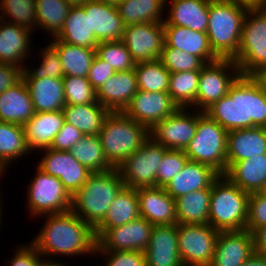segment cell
<instances>
[{"mask_svg":"<svg viewBox=\"0 0 266 266\" xmlns=\"http://www.w3.org/2000/svg\"><path fill=\"white\" fill-rule=\"evenodd\" d=\"M204 113L228 132L266 128V93L255 76L240 75L227 95L214 102Z\"/></svg>","mask_w":266,"mask_h":266,"instance_id":"1","label":"cell"},{"mask_svg":"<svg viewBox=\"0 0 266 266\" xmlns=\"http://www.w3.org/2000/svg\"><path fill=\"white\" fill-rule=\"evenodd\" d=\"M44 227L31 244L41 255H81L95 252L94 229L71 210L48 214Z\"/></svg>","mask_w":266,"mask_h":266,"instance_id":"2","label":"cell"},{"mask_svg":"<svg viewBox=\"0 0 266 266\" xmlns=\"http://www.w3.org/2000/svg\"><path fill=\"white\" fill-rule=\"evenodd\" d=\"M124 186L117 168L91 173L82 187L71 196L70 210L94 229L104 219Z\"/></svg>","mask_w":266,"mask_h":266,"instance_id":"3","label":"cell"},{"mask_svg":"<svg viewBox=\"0 0 266 266\" xmlns=\"http://www.w3.org/2000/svg\"><path fill=\"white\" fill-rule=\"evenodd\" d=\"M250 6L238 1L209 3L207 36L220 59H233L239 50L244 18Z\"/></svg>","mask_w":266,"mask_h":266,"instance_id":"4","label":"cell"},{"mask_svg":"<svg viewBox=\"0 0 266 266\" xmlns=\"http://www.w3.org/2000/svg\"><path fill=\"white\" fill-rule=\"evenodd\" d=\"M249 195L220 175L211 186L208 224L218 231L246 230Z\"/></svg>","mask_w":266,"mask_h":266,"instance_id":"5","label":"cell"},{"mask_svg":"<svg viewBox=\"0 0 266 266\" xmlns=\"http://www.w3.org/2000/svg\"><path fill=\"white\" fill-rule=\"evenodd\" d=\"M98 135L107 162L118 168L149 138V130L123 112H110Z\"/></svg>","mask_w":266,"mask_h":266,"instance_id":"6","label":"cell"},{"mask_svg":"<svg viewBox=\"0 0 266 266\" xmlns=\"http://www.w3.org/2000/svg\"><path fill=\"white\" fill-rule=\"evenodd\" d=\"M233 60L241 75L255 76L266 70V6L248 8L239 50Z\"/></svg>","mask_w":266,"mask_h":266,"instance_id":"7","label":"cell"},{"mask_svg":"<svg viewBox=\"0 0 266 266\" xmlns=\"http://www.w3.org/2000/svg\"><path fill=\"white\" fill-rule=\"evenodd\" d=\"M228 131L203 111H198L195 136L184 150L191 161L212 167L220 175L227 171Z\"/></svg>","mask_w":266,"mask_h":266,"instance_id":"8","label":"cell"},{"mask_svg":"<svg viewBox=\"0 0 266 266\" xmlns=\"http://www.w3.org/2000/svg\"><path fill=\"white\" fill-rule=\"evenodd\" d=\"M217 229L209 224H177L178 251L184 266H210Z\"/></svg>","mask_w":266,"mask_h":266,"instance_id":"9","label":"cell"},{"mask_svg":"<svg viewBox=\"0 0 266 266\" xmlns=\"http://www.w3.org/2000/svg\"><path fill=\"white\" fill-rule=\"evenodd\" d=\"M168 149L150 137L117 168L127 187H156V173Z\"/></svg>","mask_w":266,"mask_h":266,"instance_id":"10","label":"cell"},{"mask_svg":"<svg viewBox=\"0 0 266 266\" xmlns=\"http://www.w3.org/2000/svg\"><path fill=\"white\" fill-rule=\"evenodd\" d=\"M37 174L30 183L27 194L29 210L33 215L64 213L71 208V195L62 182L37 167Z\"/></svg>","mask_w":266,"mask_h":266,"instance_id":"11","label":"cell"},{"mask_svg":"<svg viewBox=\"0 0 266 266\" xmlns=\"http://www.w3.org/2000/svg\"><path fill=\"white\" fill-rule=\"evenodd\" d=\"M230 68L234 70L233 73L227 72ZM240 75V69L233 59H219L206 64L200 70L198 91L193 105L198 106L200 111L204 112L214 102L227 95L230 87Z\"/></svg>","mask_w":266,"mask_h":266,"instance_id":"12","label":"cell"},{"mask_svg":"<svg viewBox=\"0 0 266 266\" xmlns=\"http://www.w3.org/2000/svg\"><path fill=\"white\" fill-rule=\"evenodd\" d=\"M153 224L143 217L125 225L94 230L96 238L95 251H142L148 247Z\"/></svg>","mask_w":266,"mask_h":266,"instance_id":"13","label":"cell"},{"mask_svg":"<svg viewBox=\"0 0 266 266\" xmlns=\"http://www.w3.org/2000/svg\"><path fill=\"white\" fill-rule=\"evenodd\" d=\"M185 108L159 121L149 130V137L167 149L185 150L195 136L198 113L189 115Z\"/></svg>","mask_w":266,"mask_h":266,"instance_id":"14","label":"cell"},{"mask_svg":"<svg viewBox=\"0 0 266 266\" xmlns=\"http://www.w3.org/2000/svg\"><path fill=\"white\" fill-rule=\"evenodd\" d=\"M164 24L140 23L124 27L122 42L136 63L160 58L164 40Z\"/></svg>","mask_w":266,"mask_h":266,"instance_id":"15","label":"cell"},{"mask_svg":"<svg viewBox=\"0 0 266 266\" xmlns=\"http://www.w3.org/2000/svg\"><path fill=\"white\" fill-rule=\"evenodd\" d=\"M178 108L168 92L138 90L123 113L150 130Z\"/></svg>","mask_w":266,"mask_h":266,"instance_id":"16","label":"cell"},{"mask_svg":"<svg viewBox=\"0 0 266 266\" xmlns=\"http://www.w3.org/2000/svg\"><path fill=\"white\" fill-rule=\"evenodd\" d=\"M46 153L38 168L44 173L57 177L72 196L87 181L92 172L80 164L70 151H58L51 148L42 149Z\"/></svg>","mask_w":266,"mask_h":266,"instance_id":"17","label":"cell"},{"mask_svg":"<svg viewBox=\"0 0 266 266\" xmlns=\"http://www.w3.org/2000/svg\"><path fill=\"white\" fill-rule=\"evenodd\" d=\"M254 252L250 231H220L210 266H242Z\"/></svg>","mask_w":266,"mask_h":266,"instance_id":"18","label":"cell"},{"mask_svg":"<svg viewBox=\"0 0 266 266\" xmlns=\"http://www.w3.org/2000/svg\"><path fill=\"white\" fill-rule=\"evenodd\" d=\"M140 217L153 225L177 224L175 200L163 187H141L136 189Z\"/></svg>","mask_w":266,"mask_h":266,"instance_id":"19","label":"cell"},{"mask_svg":"<svg viewBox=\"0 0 266 266\" xmlns=\"http://www.w3.org/2000/svg\"><path fill=\"white\" fill-rule=\"evenodd\" d=\"M144 254L147 266H184L178 251L177 224L154 225Z\"/></svg>","mask_w":266,"mask_h":266,"instance_id":"20","label":"cell"},{"mask_svg":"<svg viewBox=\"0 0 266 266\" xmlns=\"http://www.w3.org/2000/svg\"><path fill=\"white\" fill-rule=\"evenodd\" d=\"M82 7L89 14L90 31L98 42L122 40L125 26L115 5L85 0Z\"/></svg>","mask_w":266,"mask_h":266,"instance_id":"21","label":"cell"},{"mask_svg":"<svg viewBox=\"0 0 266 266\" xmlns=\"http://www.w3.org/2000/svg\"><path fill=\"white\" fill-rule=\"evenodd\" d=\"M137 91V76L133 69L115 72L96 90V96L110 112H123Z\"/></svg>","mask_w":266,"mask_h":266,"instance_id":"22","label":"cell"},{"mask_svg":"<svg viewBox=\"0 0 266 266\" xmlns=\"http://www.w3.org/2000/svg\"><path fill=\"white\" fill-rule=\"evenodd\" d=\"M164 38L163 47L177 48L200 57L207 64L220 59L211 49L207 33L194 31L187 27L164 24Z\"/></svg>","mask_w":266,"mask_h":266,"instance_id":"23","label":"cell"},{"mask_svg":"<svg viewBox=\"0 0 266 266\" xmlns=\"http://www.w3.org/2000/svg\"><path fill=\"white\" fill-rule=\"evenodd\" d=\"M220 176L212 167L188 160L165 187L166 192L174 199L200 189H211L214 181Z\"/></svg>","mask_w":266,"mask_h":266,"instance_id":"24","label":"cell"},{"mask_svg":"<svg viewBox=\"0 0 266 266\" xmlns=\"http://www.w3.org/2000/svg\"><path fill=\"white\" fill-rule=\"evenodd\" d=\"M266 155V128L252 127L228 132L227 169L237 161Z\"/></svg>","mask_w":266,"mask_h":266,"instance_id":"25","label":"cell"},{"mask_svg":"<svg viewBox=\"0 0 266 266\" xmlns=\"http://www.w3.org/2000/svg\"><path fill=\"white\" fill-rule=\"evenodd\" d=\"M4 17L5 15L3 17L0 15L2 22H0V63L15 65L24 69L20 64L22 61H26V56L29 57L28 54H30L31 30L9 23L3 19Z\"/></svg>","mask_w":266,"mask_h":266,"instance_id":"26","label":"cell"},{"mask_svg":"<svg viewBox=\"0 0 266 266\" xmlns=\"http://www.w3.org/2000/svg\"><path fill=\"white\" fill-rule=\"evenodd\" d=\"M35 115V109L23 78L0 93V122L23 126Z\"/></svg>","mask_w":266,"mask_h":266,"instance_id":"27","label":"cell"},{"mask_svg":"<svg viewBox=\"0 0 266 266\" xmlns=\"http://www.w3.org/2000/svg\"><path fill=\"white\" fill-rule=\"evenodd\" d=\"M64 122L63 110L35 112V115L23 125L30 150L50 148Z\"/></svg>","mask_w":266,"mask_h":266,"instance_id":"28","label":"cell"},{"mask_svg":"<svg viewBox=\"0 0 266 266\" xmlns=\"http://www.w3.org/2000/svg\"><path fill=\"white\" fill-rule=\"evenodd\" d=\"M170 14L163 24L187 27L194 31L207 32L209 22L208 0H172Z\"/></svg>","mask_w":266,"mask_h":266,"instance_id":"29","label":"cell"},{"mask_svg":"<svg viewBox=\"0 0 266 266\" xmlns=\"http://www.w3.org/2000/svg\"><path fill=\"white\" fill-rule=\"evenodd\" d=\"M224 175L248 194L262 192L266 186V155L237 161Z\"/></svg>","mask_w":266,"mask_h":266,"instance_id":"30","label":"cell"},{"mask_svg":"<svg viewBox=\"0 0 266 266\" xmlns=\"http://www.w3.org/2000/svg\"><path fill=\"white\" fill-rule=\"evenodd\" d=\"M23 80L28 88L35 112L63 110L65 96L62 79L44 77Z\"/></svg>","mask_w":266,"mask_h":266,"instance_id":"31","label":"cell"},{"mask_svg":"<svg viewBox=\"0 0 266 266\" xmlns=\"http://www.w3.org/2000/svg\"><path fill=\"white\" fill-rule=\"evenodd\" d=\"M55 38L90 49H96L99 44L93 31H90L89 14H86L82 6H71L62 30Z\"/></svg>","mask_w":266,"mask_h":266,"instance_id":"32","label":"cell"},{"mask_svg":"<svg viewBox=\"0 0 266 266\" xmlns=\"http://www.w3.org/2000/svg\"><path fill=\"white\" fill-rule=\"evenodd\" d=\"M65 122L80 130L83 135H98L110 113L99 102L93 104H65Z\"/></svg>","mask_w":266,"mask_h":266,"instance_id":"33","label":"cell"},{"mask_svg":"<svg viewBox=\"0 0 266 266\" xmlns=\"http://www.w3.org/2000/svg\"><path fill=\"white\" fill-rule=\"evenodd\" d=\"M140 216L136 189L124 186L111 203L104 219L94 230H108L125 225Z\"/></svg>","mask_w":266,"mask_h":266,"instance_id":"34","label":"cell"},{"mask_svg":"<svg viewBox=\"0 0 266 266\" xmlns=\"http://www.w3.org/2000/svg\"><path fill=\"white\" fill-rule=\"evenodd\" d=\"M49 45L58 53L63 67L64 76L86 77L92 61L96 56V49L72 45L59 41L55 37Z\"/></svg>","mask_w":266,"mask_h":266,"instance_id":"35","label":"cell"},{"mask_svg":"<svg viewBox=\"0 0 266 266\" xmlns=\"http://www.w3.org/2000/svg\"><path fill=\"white\" fill-rule=\"evenodd\" d=\"M210 196L211 189H200L177 198V224H208Z\"/></svg>","mask_w":266,"mask_h":266,"instance_id":"36","label":"cell"},{"mask_svg":"<svg viewBox=\"0 0 266 266\" xmlns=\"http://www.w3.org/2000/svg\"><path fill=\"white\" fill-rule=\"evenodd\" d=\"M167 0H123L116 7L124 26L164 22L161 18Z\"/></svg>","mask_w":266,"mask_h":266,"instance_id":"37","label":"cell"},{"mask_svg":"<svg viewBox=\"0 0 266 266\" xmlns=\"http://www.w3.org/2000/svg\"><path fill=\"white\" fill-rule=\"evenodd\" d=\"M29 152L23 126L0 122V176L10 161Z\"/></svg>","mask_w":266,"mask_h":266,"instance_id":"38","label":"cell"},{"mask_svg":"<svg viewBox=\"0 0 266 266\" xmlns=\"http://www.w3.org/2000/svg\"><path fill=\"white\" fill-rule=\"evenodd\" d=\"M72 156L90 172H105L113 167L107 162L99 135H84L70 150Z\"/></svg>","mask_w":266,"mask_h":266,"instance_id":"39","label":"cell"},{"mask_svg":"<svg viewBox=\"0 0 266 266\" xmlns=\"http://www.w3.org/2000/svg\"><path fill=\"white\" fill-rule=\"evenodd\" d=\"M37 26L56 37L62 30L71 6L64 0H35Z\"/></svg>","mask_w":266,"mask_h":266,"instance_id":"40","label":"cell"},{"mask_svg":"<svg viewBox=\"0 0 266 266\" xmlns=\"http://www.w3.org/2000/svg\"><path fill=\"white\" fill-rule=\"evenodd\" d=\"M200 71L170 73L168 93L179 108L193 105L198 91Z\"/></svg>","mask_w":266,"mask_h":266,"instance_id":"41","label":"cell"},{"mask_svg":"<svg viewBox=\"0 0 266 266\" xmlns=\"http://www.w3.org/2000/svg\"><path fill=\"white\" fill-rule=\"evenodd\" d=\"M138 90L168 92L170 72L159 59L139 62L135 65Z\"/></svg>","mask_w":266,"mask_h":266,"instance_id":"42","label":"cell"},{"mask_svg":"<svg viewBox=\"0 0 266 266\" xmlns=\"http://www.w3.org/2000/svg\"><path fill=\"white\" fill-rule=\"evenodd\" d=\"M96 55L107 62L115 72L135 69L136 62L121 40L99 42Z\"/></svg>","mask_w":266,"mask_h":266,"instance_id":"43","label":"cell"},{"mask_svg":"<svg viewBox=\"0 0 266 266\" xmlns=\"http://www.w3.org/2000/svg\"><path fill=\"white\" fill-rule=\"evenodd\" d=\"M2 15L6 14L7 20L12 24L23 26L33 31L37 25L35 0H1ZM33 26V27H32Z\"/></svg>","mask_w":266,"mask_h":266,"instance_id":"44","label":"cell"},{"mask_svg":"<svg viewBox=\"0 0 266 266\" xmlns=\"http://www.w3.org/2000/svg\"><path fill=\"white\" fill-rule=\"evenodd\" d=\"M159 60L170 73L200 71L206 65L200 57L171 47H163Z\"/></svg>","mask_w":266,"mask_h":266,"instance_id":"45","label":"cell"},{"mask_svg":"<svg viewBox=\"0 0 266 266\" xmlns=\"http://www.w3.org/2000/svg\"><path fill=\"white\" fill-rule=\"evenodd\" d=\"M65 104H93L98 103L96 90L86 77L64 76Z\"/></svg>","mask_w":266,"mask_h":266,"instance_id":"46","label":"cell"},{"mask_svg":"<svg viewBox=\"0 0 266 266\" xmlns=\"http://www.w3.org/2000/svg\"><path fill=\"white\" fill-rule=\"evenodd\" d=\"M41 50L42 51L40 53L42 54L41 57H43V61L41 62L39 68L36 70H30L24 67L22 78L41 79L48 77L54 79H63L64 72L58 53L50 45Z\"/></svg>","mask_w":266,"mask_h":266,"instance_id":"47","label":"cell"},{"mask_svg":"<svg viewBox=\"0 0 266 266\" xmlns=\"http://www.w3.org/2000/svg\"><path fill=\"white\" fill-rule=\"evenodd\" d=\"M188 160L184 150L168 149L161 159L156 173V187L165 188Z\"/></svg>","mask_w":266,"mask_h":266,"instance_id":"48","label":"cell"},{"mask_svg":"<svg viewBox=\"0 0 266 266\" xmlns=\"http://www.w3.org/2000/svg\"><path fill=\"white\" fill-rule=\"evenodd\" d=\"M266 226V196L251 193L248 199V217L246 230L253 233L257 228Z\"/></svg>","mask_w":266,"mask_h":266,"instance_id":"49","label":"cell"},{"mask_svg":"<svg viewBox=\"0 0 266 266\" xmlns=\"http://www.w3.org/2000/svg\"><path fill=\"white\" fill-rule=\"evenodd\" d=\"M108 256L106 266H147L142 251H95Z\"/></svg>","mask_w":266,"mask_h":266,"instance_id":"50","label":"cell"},{"mask_svg":"<svg viewBox=\"0 0 266 266\" xmlns=\"http://www.w3.org/2000/svg\"><path fill=\"white\" fill-rule=\"evenodd\" d=\"M83 136L80 130L64 122L63 127L54 137L50 148L58 151H70Z\"/></svg>","mask_w":266,"mask_h":266,"instance_id":"51","label":"cell"},{"mask_svg":"<svg viewBox=\"0 0 266 266\" xmlns=\"http://www.w3.org/2000/svg\"><path fill=\"white\" fill-rule=\"evenodd\" d=\"M114 74L115 70L96 55L90 66L87 79L92 87L97 90Z\"/></svg>","mask_w":266,"mask_h":266,"instance_id":"52","label":"cell"},{"mask_svg":"<svg viewBox=\"0 0 266 266\" xmlns=\"http://www.w3.org/2000/svg\"><path fill=\"white\" fill-rule=\"evenodd\" d=\"M19 248L12 260L9 261L11 263L9 266H39L40 261L44 260L39 258L42 255L32 244Z\"/></svg>","mask_w":266,"mask_h":266,"instance_id":"53","label":"cell"},{"mask_svg":"<svg viewBox=\"0 0 266 266\" xmlns=\"http://www.w3.org/2000/svg\"><path fill=\"white\" fill-rule=\"evenodd\" d=\"M23 69L11 64L0 63V93L22 79Z\"/></svg>","mask_w":266,"mask_h":266,"instance_id":"54","label":"cell"},{"mask_svg":"<svg viewBox=\"0 0 266 266\" xmlns=\"http://www.w3.org/2000/svg\"><path fill=\"white\" fill-rule=\"evenodd\" d=\"M254 250L266 254V226L257 228L253 233Z\"/></svg>","mask_w":266,"mask_h":266,"instance_id":"55","label":"cell"},{"mask_svg":"<svg viewBox=\"0 0 266 266\" xmlns=\"http://www.w3.org/2000/svg\"><path fill=\"white\" fill-rule=\"evenodd\" d=\"M242 266H266V254L255 251Z\"/></svg>","mask_w":266,"mask_h":266,"instance_id":"56","label":"cell"},{"mask_svg":"<svg viewBox=\"0 0 266 266\" xmlns=\"http://www.w3.org/2000/svg\"><path fill=\"white\" fill-rule=\"evenodd\" d=\"M249 6H266V0H235Z\"/></svg>","mask_w":266,"mask_h":266,"instance_id":"57","label":"cell"},{"mask_svg":"<svg viewBox=\"0 0 266 266\" xmlns=\"http://www.w3.org/2000/svg\"><path fill=\"white\" fill-rule=\"evenodd\" d=\"M255 77L260 82L266 93V70L258 73L257 75H255Z\"/></svg>","mask_w":266,"mask_h":266,"instance_id":"58","label":"cell"},{"mask_svg":"<svg viewBox=\"0 0 266 266\" xmlns=\"http://www.w3.org/2000/svg\"><path fill=\"white\" fill-rule=\"evenodd\" d=\"M39 266H64L62 265V263H57V262H52L50 260H44V261H40V265Z\"/></svg>","mask_w":266,"mask_h":266,"instance_id":"59","label":"cell"},{"mask_svg":"<svg viewBox=\"0 0 266 266\" xmlns=\"http://www.w3.org/2000/svg\"><path fill=\"white\" fill-rule=\"evenodd\" d=\"M70 6H82L85 0H64Z\"/></svg>","mask_w":266,"mask_h":266,"instance_id":"60","label":"cell"},{"mask_svg":"<svg viewBox=\"0 0 266 266\" xmlns=\"http://www.w3.org/2000/svg\"><path fill=\"white\" fill-rule=\"evenodd\" d=\"M98 1L117 6L123 0H98Z\"/></svg>","mask_w":266,"mask_h":266,"instance_id":"61","label":"cell"},{"mask_svg":"<svg viewBox=\"0 0 266 266\" xmlns=\"http://www.w3.org/2000/svg\"><path fill=\"white\" fill-rule=\"evenodd\" d=\"M210 2L235 1V0H208Z\"/></svg>","mask_w":266,"mask_h":266,"instance_id":"62","label":"cell"},{"mask_svg":"<svg viewBox=\"0 0 266 266\" xmlns=\"http://www.w3.org/2000/svg\"><path fill=\"white\" fill-rule=\"evenodd\" d=\"M261 193H263L266 196V186Z\"/></svg>","mask_w":266,"mask_h":266,"instance_id":"63","label":"cell"},{"mask_svg":"<svg viewBox=\"0 0 266 266\" xmlns=\"http://www.w3.org/2000/svg\"><path fill=\"white\" fill-rule=\"evenodd\" d=\"M1 209H2V208H1V206H0V219H1V215H2V214H1V212H2ZM0 222H1V220H0ZM0 225H1V223H0Z\"/></svg>","mask_w":266,"mask_h":266,"instance_id":"64","label":"cell"}]
</instances>
